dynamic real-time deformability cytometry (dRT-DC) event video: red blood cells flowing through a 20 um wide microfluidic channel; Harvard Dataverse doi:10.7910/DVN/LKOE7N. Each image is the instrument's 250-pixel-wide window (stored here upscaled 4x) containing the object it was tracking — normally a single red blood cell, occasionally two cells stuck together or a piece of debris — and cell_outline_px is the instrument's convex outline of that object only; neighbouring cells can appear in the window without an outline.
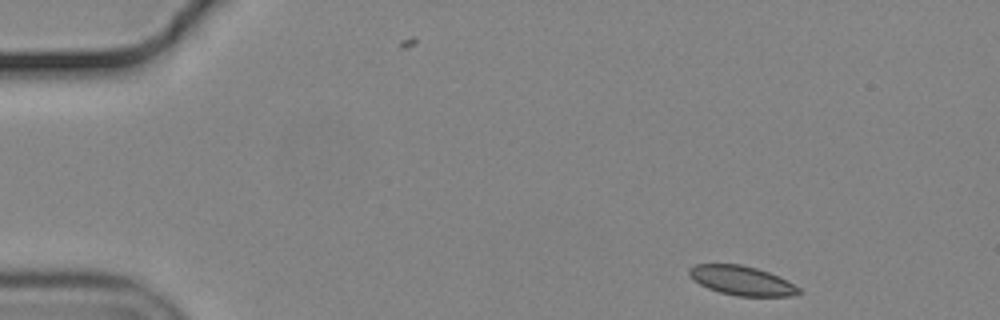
{"species": "common noctule bat (a hibernating species)", "species_latin": "Nyctalus noctula", "temperature_condition": "cold", "stored_images_in_passage": 50, "camera_frame_rate_fps": 3000, "um_per_image_px": 0.085, "animal": {"sex": "male", "body_mass_g": 19.2, "forearm_length_mm": 51.8}, "frame": {"image": 1, "passage_image": 1, "time_ms": 0.0, "image_size_px": [1000, 320], "cell_outline_px": [[804, 292], [792, 296], [736, 296], [720, 292], [708, 288], [700, 284], [688, 272], [688, 268], [696, 264], [740, 264], [756, 268], [768, 272], [788, 280], [800, 288]], "centroid_in_image_um": [63.1, 23.85], "position_along_channel_um": 21.9, "area_um2": 18.67}}
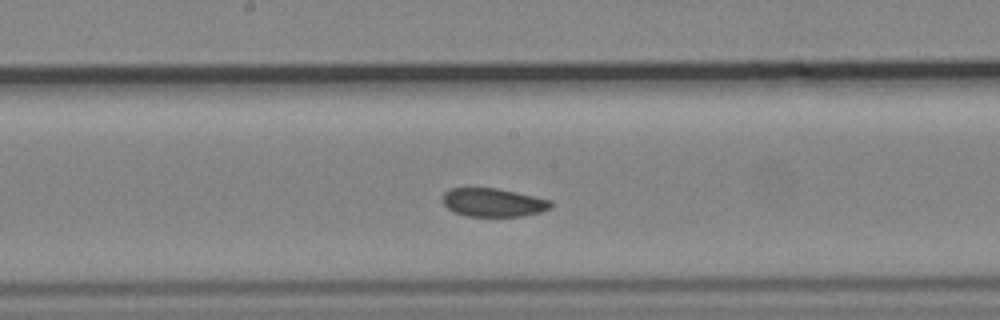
{"frame": {"image": 2, "passage_image": 24, "time_ms": 7.667, "image_size_px": [1000, 320], "cell_outline_px": [[552, 208], [540, 212], [524, 216], [464, 216], [452, 212], [444, 204], [444, 192], [452, 188], [496, 188], [516, 192], [552, 200]], "centroid_in_image_um": [41.94, 17.22], "position_along_channel_um": 206.3, "area_um2": 17.98}}
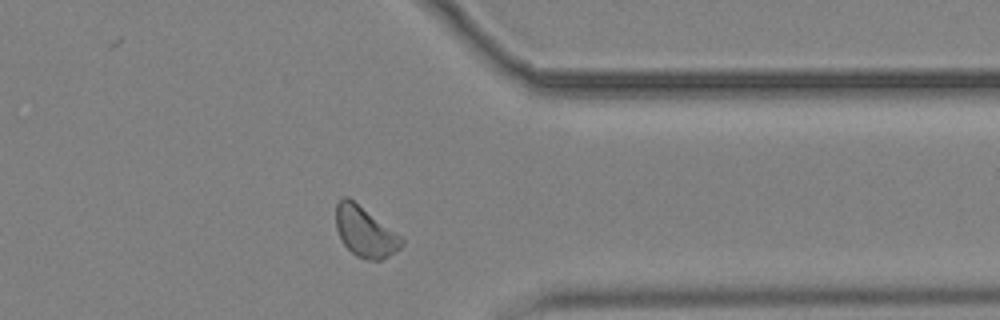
{"frame": {"image": 3, "passage_image": 39, "time_ms": 12.667, "image_size_px": [1000, 320], "cell_outline_px": [[404, 244], [400, 248], [388, 256], [380, 260], [372, 260], [356, 256], [344, 244], [336, 228], [336, 204], [344, 196], [348, 196], [404, 236]], "centroid_in_image_um": [31.07, 19.68], "position_along_channel_um": 380.3, "area_um2": 19.42}, "authors_computed_cell_mechanics": {"area_um2": 19.1607, "velocity_mm_per_s": 3.6199, "shape_relaxation_time_tau1_ms": 4.0458, "shape_relaxation_time_tau2_ms": 4.5148, "deformation_change_tau1": 0.054, "deformation_change_tau2": 0.0719}}